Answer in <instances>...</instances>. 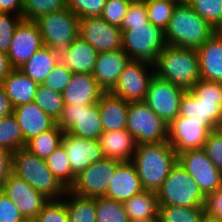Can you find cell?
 <instances>
[{
  "label": "cell",
  "instance_id": "cell-1",
  "mask_svg": "<svg viewBox=\"0 0 222 222\" xmlns=\"http://www.w3.org/2000/svg\"><path fill=\"white\" fill-rule=\"evenodd\" d=\"M222 82L200 79L180 100L179 116L201 122L210 132L218 130L222 121Z\"/></svg>",
  "mask_w": 222,
  "mask_h": 222
},
{
  "label": "cell",
  "instance_id": "cell-2",
  "mask_svg": "<svg viewBox=\"0 0 222 222\" xmlns=\"http://www.w3.org/2000/svg\"><path fill=\"white\" fill-rule=\"evenodd\" d=\"M131 162L136 167L143 189L157 192L177 163V153L168 141L140 144Z\"/></svg>",
  "mask_w": 222,
  "mask_h": 222
},
{
  "label": "cell",
  "instance_id": "cell-3",
  "mask_svg": "<svg viewBox=\"0 0 222 222\" xmlns=\"http://www.w3.org/2000/svg\"><path fill=\"white\" fill-rule=\"evenodd\" d=\"M155 75L191 90L201 79L196 49L167 45L154 63Z\"/></svg>",
  "mask_w": 222,
  "mask_h": 222
},
{
  "label": "cell",
  "instance_id": "cell-4",
  "mask_svg": "<svg viewBox=\"0 0 222 222\" xmlns=\"http://www.w3.org/2000/svg\"><path fill=\"white\" fill-rule=\"evenodd\" d=\"M216 30L186 2L178 3L165 30L167 45L198 49Z\"/></svg>",
  "mask_w": 222,
  "mask_h": 222
},
{
  "label": "cell",
  "instance_id": "cell-5",
  "mask_svg": "<svg viewBox=\"0 0 222 222\" xmlns=\"http://www.w3.org/2000/svg\"><path fill=\"white\" fill-rule=\"evenodd\" d=\"M12 172L49 200H59L67 189L56 179L46 160L21 148L12 154Z\"/></svg>",
  "mask_w": 222,
  "mask_h": 222
},
{
  "label": "cell",
  "instance_id": "cell-6",
  "mask_svg": "<svg viewBox=\"0 0 222 222\" xmlns=\"http://www.w3.org/2000/svg\"><path fill=\"white\" fill-rule=\"evenodd\" d=\"M156 194L159 206L204 207L206 198L178 162L171 168Z\"/></svg>",
  "mask_w": 222,
  "mask_h": 222
},
{
  "label": "cell",
  "instance_id": "cell-7",
  "mask_svg": "<svg viewBox=\"0 0 222 222\" xmlns=\"http://www.w3.org/2000/svg\"><path fill=\"white\" fill-rule=\"evenodd\" d=\"M120 29L122 30V49L131 59L154 64L158 55L167 46L165 31L150 21L145 24L131 25V28Z\"/></svg>",
  "mask_w": 222,
  "mask_h": 222
},
{
  "label": "cell",
  "instance_id": "cell-8",
  "mask_svg": "<svg viewBox=\"0 0 222 222\" xmlns=\"http://www.w3.org/2000/svg\"><path fill=\"white\" fill-rule=\"evenodd\" d=\"M80 19L68 8L41 16L35 22L39 27L44 46L59 57L79 37Z\"/></svg>",
  "mask_w": 222,
  "mask_h": 222
},
{
  "label": "cell",
  "instance_id": "cell-9",
  "mask_svg": "<svg viewBox=\"0 0 222 222\" xmlns=\"http://www.w3.org/2000/svg\"><path fill=\"white\" fill-rule=\"evenodd\" d=\"M126 130L138 145L168 141V125L145 102H130Z\"/></svg>",
  "mask_w": 222,
  "mask_h": 222
},
{
  "label": "cell",
  "instance_id": "cell-10",
  "mask_svg": "<svg viewBox=\"0 0 222 222\" xmlns=\"http://www.w3.org/2000/svg\"><path fill=\"white\" fill-rule=\"evenodd\" d=\"M56 123L64 132L79 138L98 140L104 132L98 103L65 105Z\"/></svg>",
  "mask_w": 222,
  "mask_h": 222
},
{
  "label": "cell",
  "instance_id": "cell-11",
  "mask_svg": "<svg viewBox=\"0 0 222 222\" xmlns=\"http://www.w3.org/2000/svg\"><path fill=\"white\" fill-rule=\"evenodd\" d=\"M154 75V64L131 59L109 93L129 103L144 102Z\"/></svg>",
  "mask_w": 222,
  "mask_h": 222
},
{
  "label": "cell",
  "instance_id": "cell-12",
  "mask_svg": "<svg viewBox=\"0 0 222 222\" xmlns=\"http://www.w3.org/2000/svg\"><path fill=\"white\" fill-rule=\"evenodd\" d=\"M177 162L198 184L205 197L222 186V173L203 149L183 151L177 155Z\"/></svg>",
  "mask_w": 222,
  "mask_h": 222
},
{
  "label": "cell",
  "instance_id": "cell-13",
  "mask_svg": "<svg viewBox=\"0 0 222 222\" xmlns=\"http://www.w3.org/2000/svg\"><path fill=\"white\" fill-rule=\"evenodd\" d=\"M119 163L118 160L108 158L96 161L76 176L69 190L83 197H105Z\"/></svg>",
  "mask_w": 222,
  "mask_h": 222
},
{
  "label": "cell",
  "instance_id": "cell-14",
  "mask_svg": "<svg viewBox=\"0 0 222 222\" xmlns=\"http://www.w3.org/2000/svg\"><path fill=\"white\" fill-rule=\"evenodd\" d=\"M185 89L154 75L144 102L167 125L179 116L180 100Z\"/></svg>",
  "mask_w": 222,
  "mask_h": 222
},
{
  "label": "cell",
  "instance_id": "cell-15",
  "mask_svg": "<svg viewBox=\"0 0 222 222\" xmlns=\"http://www.w3.org/2000/svg\"><path fill=\"white\" fill-rule=\"evenodd\" d=\"M79 31V36L98 53L122 48V30L110 25L100 16L80 19Z\"/></svg>",
  "mask_w": 222,
  "mask_h": 222
},
{
  "label": "cell",
  "instance_id": "cell-16",
  "mask_svg": "<svg viewBox=\"0 0 222 222\" xmlns=\"http://www.w3.org/2000/svg\"><path fill=\"white\" fill-rule=\"evenodd\" d=\"M43 46L36 22L22 19L14 31L7 53L12 68H21Z\"/></svg>",
  "mask_w": 222,
  "mask_h": 222
},
{
  "label": "cell",
  "instance_id": "cell-17",
  "mask_svg": "<svg viewBox=\"0 0 222 222\" xmlns=\"http://www.w3.org/2000/svg\"><path fill=\"white\" fill-rule=\"evenodd\" d=\"M1 191L12 200L24 218H37L43 206L49 201L13 172L7 177Z\"/></svg>",
  "mask_w": 222,
  "mask_h": 222
},
{
  "label": "cell",
  "instance_id": "cell-18",
  "mask_svg": "<svg viewBox=\"0 0 222 222\" xmlns=\"http://www.w3.org/2000/svg\"><path fill=\"white\" fill-rule=\"evenodd\" d=\"M209 133L201 122L178 116L168 125V142L178 155L186 150L202 149Z\"/></svg>",
  "mask_w": 222,
  "mask_h": 222
},
{
  "label": "cell",
  "instance_id": "cell-19",
  "mask_svg": "<svg viewBox=\"0 0 222 222\" xmlns=\"http://www.w3.org/2000/svg\"><path fill=\"white\" fill-rule=\"evenodd\" d=\"M61 145L75 176H78L89 165L104 159L98 140L79 138L64 132Z\"/></svg>",
  "mask_w": 222,
  "mask_h": 222
},
{
  "label": "cell",
  "instance_id": "cell-20",
  "mask_svg": "<svg viewBox=\"0 0 222 222\" xmlns=\"http://www.w3.org/2000/svg\"><path fill=\"white\" fill-rule=\"evenodd\" d=\"M130 60V56L122 48L98 53L92 76L105 93H109L114 88Z\"/></svg>",
  "mask_w": 222,
  "mask_h": 222
},
{
  "label": "cell",
  "instance_id": "cell-21",
  "mask_svg": "<svg viewBox=\"0 0 222 222\" xmlns=\"http://www.w3.org/2000/svg\"><path fill=\"white\" fill-rule=\"evenodd\" d=\"M144 191L135 165L131 161L120 162L105 195L106 198L124 203Z\"/></svg>",
  "mask_w": 222,
  "mask_h": 222
},
{
  "label": "cell",
  "instance_id": "cell-22",
  "mask_svg": "<svg viewBox=\"0 0 222 222\" xmlns=\"http://www.w3.org/2000/svg\"><path fill=\"white\" fill-rule=\"evenodd\" d=\"M13 114L19 123L24 147L32 138L51 129L56 124V121L40 109L34 101L15 107Z\"/></svg>",
  "mask_w": 222,
  "mask_h": 222
},
{
  "label": "cell",
  "instance_id": "cell-23",
  "mask_svg": "<svg viewBox=\"0 0 222 222\" xmlns=\"http://www.w3.org/2000/svg\"><path fill=\"white\" fill-rule=\"evenodd\" d=\"M105 92L92 74L73 73L63 91L65 105H94Z\"/></svg>",
  "mask_w": 222,
  "mask_h": 222
},
{
  "label": "cell",
  "instance_id": "cell-24",
  "mask_svg": "<svg viewBox=\"0 0 222 222\" xmlns=\"http://www.w3.org/2000/svg\"><path fill=\"white\" fill-rule=\"evenodd\" d=\"M200 68V78L222 82V35L216 31L196 49Z\"/></svg>",
  "mask_w": 222,
  "mask_h": 222
},
{
  "label": "cell",
  "instance_id": "cell-25",
  "mask_svg": "<svg viewBox=\"0 0 222 222\" xmlns=\"http://www.w3.org/2000/svg\"><path fill=\"white\" fill-rule=\"evenodd\" d=\"M98 141L104 158L120 162L132 161L138 145L135 138L126 129L103 132Z\"/></svg>",
  "mask_w": 222,
  "mask_h": 222
},
{
  "label": "cell",
  "instance_id": "cell-26",
  "mask_svg": "<svg viewBox=\"0 0 222 222\" xmlns=\"http://www.w3.org/2000/svg\"><path fill=\"white\" fill-rule=\"evenodd\" d=\"M98 106L104 132L126 129L129 102L111 93H104Z\"/></svg>",
  "mask_w": 222,
  "mask_h": 222
},
{
  "label": "cell",
  "instance_id": "cell-27",
  "mask_svg": "<svg viewBox=\"0 0 222 222\" xmlns=\"http://www.w3.org/2000/svg\"><path fill=\"white\" fill-rule=\"evenodd\" d=\"M98 52L80 36L60 56L62 61L73 73L92 74Z\"/></svg>",
  "mask_w": 222,
  "mask_h": 222
},
{
  "label": "cell",
  "instance_id": "cell-28",
  "mask_svg": "<svg viewBox=\"0 0 222 222\" xmlns=\"http://www.w3.org/2000/svg\"><path fill=\"white\" fill-rule=\"evenodd\" d=\"M1 85L14 108L32 102L38 87L35 81L19 69H13Z\"/></svg>",
  "mask_w": 222,
  "mask_h": 222
},
{
  "label": "cell",
  "instance_id": "cell-29",
  "mask_svg": "<svg viewBox=\"0 0 222 222\" xmlns=\"http://www.w3.org/2000/svg\"><path fill=\"white\" fill-rule=\"evenodd\" d=\"M60 57L49 47L40 48L19 70L37 84H42Z\"/></svg>",
  "mask_w": 222,
  "mask_h": 222
},
{
  "label": "cell",
  "instance_id": "cell-30",
  "mask_svg": "<svg viewBox=\"0 0 222 222\" xmlns=\"http://www.w3.org/2000/svg\"><path fill=\"white\" fill-rule=\"evenodd\" d=\"M129 220L159 218V203L155 191L144 190L123 203Z\"/></svg>",
  "mask_w": 222,
  "mask_h": 222
},
{
  "label": "cell",
  "instance_id": "cell-31",
  "mask_svg": "<svg viewBox=\"0 0 222 222\" xmlns=\"http://www.w3.org/2000/svg\"><path fill=\"white\" fill-rule=\"evenodd\" d=\"M62 199L66 203L69 222H97L95 198L79 196L67 189Z\"/></svg>",
  "mask_w": 222,
  "mask_h": 222
},
{
  "label": "cell",
  "instance_id": "cell-32",
  "mask_svg": "<svg viewBox=\"0 0 222 222\" xmlns=\"http://www.w3.org/2000/svg\"><path fill=\"white\" fill-rule=\"evenodd\" d=\"M63 136L64 131L56 123L51 129L28 141L24 148L39 158L46 159L61 146Z\"/></svg>",
  "mask_w": 222,
  "mask_h": 222
},
{
  "label": "cell",
  "instance_id": "cell-33",
  "mask_svg": "<svg viewBox=\"0 0 222 222\" xmlns=\"http://www.w3.org/2000/svg\"><path fill=\"white\" fill-rule=\"evenodd\" d=\"M33 101L56 122L65 107L63 93L56 92L42 84H38Z\"/></svg>",
  "mask_w": 222,
  "mask_h": 222
},
{
  "label": "cell",
  "instance_id": "cell-34",
  "mask_svg": "<svg viewBox=\"0 0 222 222\" xmlns=\"http://www.w3.org/2000/svg\"><path fill=\"white\" fill-rule=\"evenodd\" d=\"M46 164L56 179L69 189L75 182L76 176L72 173L69 160L63 146H59L46 159Z\"/></svg>",
  "mask_w": 222,
  "mask_h": 222
},
{
  "label": "cell",
  "instance_id": "cell-35",
  "mask_svg": "<svg viewBox=\"0 0 222 222\" xmlns=\"http://www.w3.org/2000/svg\"><path fill=\"white\" fill-rule=\"evenodd\" d=\"M160 222H203L204 207L159 206Z\"/></svg>",
  "mask_w": 222,
  "mask_h": 222
},
{
  "label": "cell",
  "instance_id": "cell-36",
  "mask_svg": "<svg viewBox=\"0 0 222 222\" xmlns=\"http://www.w3.org/2000/svg\"><path fill=\"white\" fill-rule=\"evenodd\" d=\"M0 146L12 152L24 148L23 135L14 114L0 118Z\"/></svg>",
  "mask_w": 222,
  "mask_h": 222
},
{
  "label": "cell",
  "instance_id": "cell-37",
  "mask_svg": "<svg viewBox=\"0 0 222 222\" xmlns=\"http://www.w3.org/2000/svg\"><path fill=\"white\" fill-rule=\"evenodd\" d=\"M67 8V0H23L22 18L36 21L43 15Z\"/></svg>",
  "mask_w": 222,
  "mask_h": 222
},
{
  "label": "cell",
  "instance_id": "cell-38",
  "mask_svg": "<svg viewBox=\"0 0 222 222\" xmlns=\"http://www.w3.org/2000/svg\"><path fill=\"white\" fill-rule=\"evenodd\" d=\"M95 201L97 222H129L122 202L106 197H97Z\"/></svg>",
  "mask_w": 222,
  "mask_h": 222
},
{
  "label": "cell",
  "instance_id": "cell-39",
  "mask_svg": "<svg viewBox=\"0 0 222 222\" xmlns=\"http://www.w3.org/2000/svg\"><path fill=\"white\" fill-rule=\"evenodd\" d=\"M177 4L170 0H145L148 21L165 31Z\"/></svg>",
  "mask_w": 222,
  "mask_h": 222
},
{
  "label": "cell",
  "instance_id": "cell-40",
  "mask_svg": "<svg viewBox=\"0 0 222 222\" xmlns=\"http://www.w3.org/2000/svg\"><path fill=\"white\" fill-rule=\"evenodd\" d=\"M216 31L222 27V0H186Z\"/></svg>",
  "mask_w": 222,
  "mask_h": 222
},
{
  "label": "cell",
  "instance_id": "cell-41",
  "mask_svg": "<svg viewBox=\"0 0 222 222\" xmlns=\"http://www.w3.org/2000/svg\"><path fill=\"white\" fill-rule=\"evenodd\" d=\"M107 0H67V8L79 19L101 16Z\"/></svg>",
  "mask_w": 222,
  "mask_h": 222
},
{
  "label": "cell",
  "instance_id": "cell-42",
  "mask_svg": "<svg viewBox=\"0 0 222 222\" xmlns=\"http://www.w3.org/2000/svg\"><path fill=\"white\" fill-rule=\"evenodd\" d=\"M131 2L132 0H107L100 17L120 28Z\"/></svg>",
  "mask_w": 222,
  "mask_h": 222
},
{
  "label": "cell",
  "instance_id": "cell-43",
  "mask_svg": "<svg viewBox=\"0 0 222 222\" xmlns=\"http://www.w3.org/2000/svg\"><path fill=\"white\" fill-rule=\"evenodd\" d=\"M22 16L11 13H0V51L8 53L12 37Z\"/></svg>",
  "mask_w": 222,
  "mask_h": 222
},
{
  "label": "cell",
  "instance_id": "cell-44",
  "mask_svg": "<svg viewBox=\"0 0 222 222\" xmlns=\"http://www.w3.org/2000/svg\"><path fill=\"white\" fill-rule=\"evenodd\" d=\"M72 74L73 72L62 61H59L45 78L42 85L56 92L63 93Z\"/></svg>",
  "mask_w": 222,
  "mask_h": 222
},
{
  "label": "cell",
  "instance_id": "cell-45",
  "mask_svg": "<svg viewBox=\"0 0 222 222\" xmlns=\"http://www.w3.org/2000/svg\"><path fill=\"white\" fill-rule=\"evenodd\" d=\"M39 222H69L63 199L49 200L37 215Z\"/></svg>",
  "mask_w": 222,
  "mask_h": 222
},
{
  "label": "cell",
  "instance_id": "cell-46",
  "mask_svg": "<svg viewBox=\"0 0 222 222\" xmlns=\"http://www.w3.org/2000/svg\"><path fill=\"white\" fill-rule=\"evenodd\" d=\"M202 149L222 173V132L219 129L210 132Z\"/></svg>",
  "mask_w": 222,
  "mask_h": 222
},
{
  "label": "cell",
  "instance_id": "cell-47",
  "mask_svg": "<svg viewBox=\"0 0 222 222\" xmlns=\"http://www.w3.org/2000/svg\"><path fill=\"white\" fill-rule=\"evenodd\" d=\"M147 21L145 0H132L120 28H131V25L145 24Z\"/></svg>",
  "mask_w": 222,
  "mask_h": 222
},
{
  "label": "cell",
  "instance_id": "cell-48",
  "mask_svg": "<svg viewBox=\"0 0 222 222\" xmlns=\"http://www.w3.org/2000/svg\"><path fill=\"white\" fill-rule=\"evenodd\" d=\"M24 219L17 206L0 190V222H22Z\"/></svg>",
  "mask_w": 222,
  "mask_h": 222
},
{
  "label": "cell",
  "instance_id": "cell-49",
  "mask_svg": "<svg viewBox=\"0 0 222 222\" xmlns=\"http://www.w3.org/2000/svg\"><path fill=\"white\" fill-rule=\"evenodd\" d=\"M204 212L206 219L222 217V186L205 198Z\"/></svg>",
  "mask_w": 222,
  "mask_h": 222
},
{
  "label": "cell",
  "instance_id": "cell-50",
  "mask_svg": "<svg viewBox=\"0 0 222 222\" xmlns=\"http://www.w3.org/2000/svg\"><path fill=\"white\" fill-rule=\"evenodd\" d=\"M12 154V151L0 146V190H2L4 182L12 172Z\"/></svg>",
  "mask_w": 222,
  "mask_h": 222
},
{
  "label": "cell",
  "instance_id": "cell-51",
  "mask_svg": "<svg viewBox=\"0 0 222 222\" xmlns=\"http://www.w3.org/2000/svg\"><path fill=\"white\" fill-rule=\"evenodd\" d=\"M23 0H0V13L22 16Z\"/></svg>",
  "mask_w": 222,
  "mask_h": 222
},
{
  "label": "cell",
  "instance_id": "cell-52",
  "mask_svg": "<svg viewBox=\"0 0 222 222\" xmlns=\"http://www.w3.org/2000/svg\"><path fill=\"white\" fill-rule=\"evenodd\" d=\"M14 107L11 104L10 99L6 95L5 89L0 84V118L13 114Z\"/></svg>",
  "mask_w": 222,
  "mask_h": 222
},
{
  "label": "cell",
  "instance_id": "cell-53",
  "mask_svg": "<svg viewBox=\"0 0 222 222\" xmlns=\"http://www.w3.org/2000/svg\"><path fill=\"white\" fill-rule=\"evenodd\" d=\"M13 70L6 53L0 51V84L5 77Z\"/></svg>",
  "mask_w": 222,
  "mask_h": 222
},
{
  "label": "cell",
  "instance_id": "cell-54",
  "mask_svg": "<svg viewBox=\"0 0 222 222\" xmlns=\"http://www.w3.org/2000/svg\"><path fill=\"white\" fill-rule=\"evenodd\" d=\"M129 222H160L159 218H143L138 220H129Z\"/></svg>",
  "mask_w": 222,
  "mask_h": 222
},
{
  "label": "cell",
  "instance_id": "cell-55",
  "mask_svg": "<svg viewBox=\"0 0 222 222\" xmlns=\"http://www.w3.org/2000/svg\"><path fill=\"white\" fill-rule=\"evenodd\" d=\"M22 222H39L37 218H25Z\"/></svg>",
  "mask_w": 222,
  "mask_h": 222
},
{
  "label": "cell",
  "instance_id": "cell-56",
  "mask_svg": "<svg viewBox=\"0 0 222 222\" xmlns=\"http://www.w3.org/2000/svg\"><path fill=\"white\" fill-rule=\"evenodd\" d=\"M211 220H213L214 222H222V217L218 219H211Z\"/></svg>",
  "mask_w": 222,
  "mask_h": 222
},
{
  "label": "cell",
  "instance_id": "cell-57",
  "mask_svg": "<svg viewBox=\"0 0 222 222\" xmlns=\"http://www.w3.org/2000/svg\"><path fill=\"white\" fill-rule=\"evenodd\" d=\"M170 1H175L176 3H181V2H184L185 0H170Z\"/></svg>",
  "mask_w": 222,
  "mask_h": 222
},
{
  "label": "cell",
  "instance_id": "cell-58",
  "mask_svg": "<svg viewBox=\"0 0 222 222\" xmlns=\"http://www.w3.org/2000/svg\"><path fill=\"white\" fill-rule=\"evenodd\" d=\"M203 222H214V221L210 219H205Z\"/></svg>",
  "mask_w": 222,
  "mask_h": 222
},
{
  "label": "cell",
  "instance_id": "cell-59",
  "mask_svg": "<svg viewBox=\"0 0 222 222\" xmlns=\"http://www.w3.org/2000/svg\"><path fill=\"white\" fill-rule=\"evenodd\" d=\"M218 129L222 132V121H221V124H220V126L218 127Z\"/></svg>",
  "mask_w": 222,
  "mask_h": 222
},
{
  "label": "cell",
  "instance_id": "cell-60",
  "mask_svg": "<svg viewBox=\"0 0 222 222\" xmlns=\"http://www.w3.org/2000/svg\"><path fill=\"white\" fill-rule=\"evenodd\" d=\"M218 32L222 35V27L218 30Z\"/></svg>",
  "mask_w": 222,
  "mask_h": 222
}]
</instances>
